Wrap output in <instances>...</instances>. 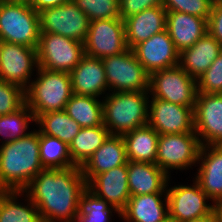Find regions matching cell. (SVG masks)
Returning a JSON list of instances; mask_svg holds the SVG:
<instances>
[{"instance_id":"1","label":"cell","mask_w":222,"mask_h":222,"mask_svg":"<svg viewBox=\"0 0 222 222\" xmlns=\"http://www.w3.org/2000/svg\"><path fill=\"white\" fill-rule=\"evenodd\" d=\"M87 188L80 166L40 171L23 190L38 209L42 222H74Z\"/></svg>"},{"instance_id":"2","label":"cell","mask_w":222,"mask_h":222,"mask_svg":"<svg viewBox=\"0 0 222 222\" xmlns=\"http://www.w3.org/2000/svg\"><path fill=\"white\" fill-rule=\"evenodd\" d=\"M42 170L39 131L0 145V191H23Z\"/></svg>"},{"instance_id":"3","label":"cell","mask_w":222,"mask_h":222,"mask_svg":"<svg viewBox=\"0 0 222 222\" xmlns=\"http://www.w3.org/2000/svg\"><path fill=\"white\" fill-rule=\"evenodd\" d=\"M149 91L107 93L103 102V124L111 135H123L148 125Z\"/></svg>"},{"instance_id":"4","label":"cell","mask_w":222,"mask_h":222,"mask_svg":"<svg viewBox=\"0 0 222 222\" xmlns=\"http://www.w3.org/2000/svg\"><path fill=\"white\" fill-rule=\"evenodd\" d=\"M36 71L38 76L25 90V103L35 119L46 112L63 111L73 94L70 73L40 67Z\"/></svg>"},{"instance_id":"5","label":"cell","mask_w":222,"mask_h":222,"mask_svg":"<svg viewBox=\"0 0 222 222\" xmlns=\"http://www.w3.org/2000/svg\"><path fill=\"white\" fill-rule=\"evenodd\" d=\"M39 38V12L29 3L0 0L1 41L37 49Z\"/></svg>"},{"instance_id":"6","label":"cell","mask_w":222,"mask_h":222,"mask_svg":"<svg viewBox=\"0 0 222 222\" xmlns=\"http://www.w3.org/2000/svg\"><path fill=\"white\" fill-rule=\"evenodd\" d=\"M148 91L152 98L188 106L194 110L198 87L196 79L177 65L150 74Z\"/></svg>"},{"instance_id":"7","label":"cell","mask_w":222,"mask_h":222,"mask_svg":"<svg viewBox=\"0 0 222 222\" xmlns=\"http://www.w3.org/2000/svg\"><path fill=\"white\" fill-rule=\"evenodd\" d=\"M36 50L40 68L69 73L85 55L84 43L47 32H40Z\"/></svg>"},{"instance_id":"8","label":"cell","mask_w":222,"mask_h":222,"mask_svg":"<svg viewBox=\"0 0 222 222\" xmlns=\"http://www.w3.org/2000/svg\"><path fill=\"white\" fill-rule=\"evenodd\" d=\"M109 92L148 91L149 74L132 49L102 59Z\"/></svg>"},{"instance_id":"9","label":"cell","mask_w":222,"mask_h":222,"mask_svg":"<svg viewBox=\"0 0 222 222\" xmlns=\"http://www.w3.org/2000/svg\"><path fill=\"white\" fill-rule=\"evenodd\" d=\"M200 148L196 133L159 135L155 164L170 176L171 169L185 170L197 164Z\"/></svg>"},{"instance_id":"10","label":"cell","mask_w":222,"mask_h":222,"mask_svg":"<svg viewBox=\"0 0 222 222\" xmlns=\"http://www.w3.org/2000/svg\"><path fill=\"white\" fill-rule=\"evenodd\" d=\"M40 32L54 33L84 43L90 20L73 2L39 12Z\"/></svg>"},{"instance_id":"11","label":"cell","mask_w":222,"mask_h":222,"mask_svg":"<svg viewBox=\"0 0 222 222\" xmlns=\"http://www.w3.org/2000/svg\"><path fill=\"white\" fill-rule=\"evenodd\" d=\"M128 49L124 20L120 17L90 21L84 41L85 55L103 59L122 54Z\"/></svg>"},{"instance_id":"12","label":"cell","mask_w":222,"mask_h":222,"mask_svg":"<svg viewBox=\"0 0 222 222\" xmlns=\"http://www.w3.org/2000/svg\"><path fill=\"white\" fill-rule=\"evenodd\" d=\"M38 67L36 48L0 40V80L26 90Z\"/></svg>"},{"instance_id":"13","label":"cell","mask_w":222,"mask_h":222,"mask_svg":"<svg viewBox=\"0 0 222 222\" xmlns=\"http://www.w3.org/2000/svg\"><path fill=\"white\" fill-rule=\"evenodd\" d=\"M168 186L167 182L168 211L172 222L197 219L213 212V205L207 204L209 198L196 180L192 186L179 185L169 189Z\"/></svg>"},{"instance_id":"14","label":"cell","mask_w":222,"mask_h":222,"mask_svg":"<svg viewBox=\"0 0 222 222\" xmlns=\"http://www.w3.org/2000/svg\"><path fill=\"white\" fill-rule=\"evenodd\" d=\"M193 115L201 146L222 145V93L198 92Z\"/></svg>"},{"instance_id":"15","label":"cell","mask_w":222,"mask_h":222,"mask_svg":"<svg viewBox=\"0 0 222 222\" xmlns=\"http://www.w3.org/2000/svg\"><path fill=\"white\" fill-rule=\"evenodd\" d=\"M148 125L159 135L195 133L193 109L158 98L149 101Z\"/></svg>"},{"instance_id":"16","label":"cell","mask_w":222,"mask_h":222,"mask_svg":"<svg viewBox=\"0 0 222 222\" xmlns=\"http://www.w3.org/2000/svg\"><path fill=\"white\" fill-rule=\"evenodd\" d=\"M132 50L149 75L179 65L180 53L167 30L154 34Z\"/></svg>"},{"instance_id":"17","label":"cell","mask_w":222,"mask_h":222,"mask_svg":"<svg viewBox=\"0 0 222 222\" xmlns=\"http://www.w3.org/2000/svg\"><path fill=\"white\" fill-rule=\"evenodd\" d=\"M87 188L121 213L131 196L128 188L127 163L96 175L87 183Z\"/></svg>"},{"instance_id":"18","label":"cell","mask_w":222,"mask_h":222,"mask_svg":"<svg viewBox=\"0 0 222 222\" xmlns=\"http://www.w3.org/2000/svg\"><path fill=\"white\" fill-rule=\"evenodd\" d=\"M201 161V162H200ZM195 180L213 203L222 201V145H203L200 148Z\"/></svg>"},{"instance_id":"19","label":"cell","mask_w":222,"mask_h":222,"mask_svg":"<svg viewBox=\"0 0 222 222\" xmlns=\"http://www.w3.org/2000/svg\"><path fill=\"white\" fill-rule=\"evenodd\" d=\"M70 77L74 94L99 98L105 91H109L101 58L84 55L70 72Z\"/></svg>"},{"instance_id":"20","label":"cell","mask_w":222,"mask_h":222,"mask_svg":"<svg viewBox=\"0 0 222 222\" xmlns=\"http://www.w3.org/2000/svg\"><path fill=\"white\" fill-rule=\"evenodd\" d=\"M128 162L126 145L122 135H110L106 141L81 166L88 183L100 173L125 165Z\"/></svg>"},{"instance_id":"21","label":"cell","mask_w":222,"mask_h":222,"mask_svg":"<svg viewBox=\"0 0 222 222\" xmlns=\"http://www.w3.org/2000/svg\"><path fill=\"white\" fill-rule=\"evenodd\" d=\"M167 11L162 5L147 8L124 19L127 46L133 49L154 34L166 30Z\"/></svg>"},{"instance_id":"22","label":"cell","mask_w":222,"mask_h":222,"mask_svg":"<svg viewBox=\"0 0 222 222\" xmlns=\"http://www.w3.org/2000/svg\"><path fill=\"white\" fill-rule=\"evenodd\" d=\"M166 30L179 53L207 33V20L182 12H167Z\"/></svg>"},{"instance_id":"23","label":"cell","mask_w":222,"mask_h":222,"mask_svg":"<svg viewBox=\"0 0 222 222\" xmlns=\"http://www.w3.org/2000/svg\"><path fill=\"white\" fill-rule=\"evenodd\" d=\"M128 188L131 196L166 193L170 177L156 164L127 162Z\"/></svg>"},{"instance_id":"24","label":"cell","mask_w":222,"mask_h":222,"mask_svg":"<svg viewBox=\"0 0 222 222\" xmlns=\"http://www.w3.org/2000/svg\"><path fill=\"white\" fill-rule=\"evenodd\" d=\"M121 219L127 222H166L169 219L167 193L130 196L126 208L121 212Z\"/></svg>"},{"instance_id":"25","label":"cell","mask_w":222,"mask_h":222,"mask_svg":"<svg viewBox=\"0 0 222 222\" xmlns=\"http://www.w3.org/2000/svg\"><path fill=\"white\" fill-rule=\"evenodd\" d=\"M222 52L219 42L208 32L179 55V66L196 80Z\"/></svg>"},{"instance_id":"26","label":"cell","mask_w":222,"mask_h":222,"mask_svg":"<svg viewBox=\"0 0 222 222\" xmlns=\"http://www.w3.org/2000/svg\"><path fill=\"white\" fill-rule=\"evenodd\" d=\"M128 161L156 163L159 133L146 125L122 135Z\"/></svg>"},{"instance_id":"27","label":"cell","mask_w":222,"mask_h":222,"mask_svg":"<svg viewBox=\"0 0 222 222\" xmlns=\"http://www.w3.org/2000/svg\"><path fill=\"white\" fill-rule=\"evenodd\" d=\"M110 135L104 124L96 127L81 128L80 132L69 144L72 161L81 167Z\"/></svg>"},{"instance_id":"28","label":"cell","mask_w":222,"mask_h":222,"mask_svg":"<svg viewBox=\"0 0 222 222\" xmlns=\"http://www.w3.org/2000/svg\"><path fill=\"white\" fill-rule=\"evenodd\" d=\"M35 123L39 125L38 131L55 137L69 145L73 138L80 132L81 126L72 119L64 110L50 111L40 114Z\"/></svg>"},{"instance_id":"29","label":"cell","mask_w":222,"mask_h":222,"mask_svg":"<svg viewBox=\"0 0 222 222\" xmlns=\"http://www.w3.org/2000/svg\"><path fill=\"white\" fill-rule=\"evenodd\" d=\"M64 111L82 128L103 125V102L98 98L73 93Z\"/></svg>"},{"instance_id":"30","label":"cell","mask_w":222,"mask_h":222,"mask_svg":"<svg viewBox=\"0 0 222 222\" xmlns=\"http://www.w3.org/2000/svg\"><path fill=\"white\" fill-rule=\"evenodd\" d=\"M19 195H24V192L0 191V222H42L32 200L26 195L25 201L29 203L25 206L19 203Z\"/></svg>"},{"instance_id":"31","label":"cell","mask_w":222,"mask_h":222,"mask_svg":"<svg viewBox=\"0 0 222 222\" xmlns=\"http://www.w3.org/2000/svg\"><path fill=\"white\" fill-rule=\"evenodd\" d=\"M39 154L44 169H64L77 166L70 156L69 145L58 138L40 132Z\"/></svg>"},{"instance_id":"32","label":"cell","mask_w":222,"mask_h":222,"mask_svg":"<svg viewBox=\"0 0 222 222\" xmlns=\"http://www.w3.org/2000/svg\"><path fill=\"white\" fill-rule=\"evenodd\" d=\"M113 210L121 217L115 207L86 188L79 198L74 222H110Z\"/></svg>"},{"instance_id":"33","label":"cell","mask_w":222,"mask_h":222,"mask_svg":"<svg viewBox=\"0 0 222 222\" xmlns=\"http://www.w3.org/2000/svg\"><path fill=\"white\" fill-rule=\"evenodd\" d=\"M35 122V117L25 103L13 113L0 116V135L5 139L2 143L15 141L29 134V122Z\"/></svg>"},{"instance_id":"34","label":"cell","mask_w":222,"mask_h":222,"mask_svg":"<svg viewBox=\"0 0 222 222\" xmlns=\"http://www.w3.org/2000/svg\"><path fill=\"white\" fill-rule=\"evenodd\" d=\"M90 21L119 18V0H73Z\"/></svg>"},{"instance_id":"35","label":"cell","mask_w":222,"mask_h":222,"mask_svg":"<svg viewBox=\"0 0 222 222\" xmlns=\"http://www.w3.org/2000/svg\"><path fill=\"white\" fill-rule=\"evenodd\" d=\"M212 5L211 0H163L162 7L167 12L187 13L208 21Z\"/></svg>"},{"instance_id":"36","label":"cell","mask_w":222,"mask_h":222,"mask_svg":"<svg viewBox=\"0 0 222 222\" xmlns=\"http://www.w3.org/2000/svg\"><path fill=\"white\" fill-rule=\"evenodd\" d=\"M196 81L198 92L206 94L222 93V52Z\"/></svg>"},{"instance_id":"37","label":"cell","mask_w":222,"mask_h":222,"mask_svg":"<svg viewBox=\"0 0 222 222\" xmlns=\"http://www.w3.org/2000/svg\"><path fill=\"white\" fill-rule=\"evenodd\" d=\"M25 104V90L0 80V116L13 113Z\"/></svg>"},{"instance_id":"38","label":"cell","mask_w":222,"mask_h":222,"mask_svg":"<svg viewBox=\"0 0 222 222\" xmlns=\"http://www.w3.org/2000/svg\"><path fill=\"white\" fill-rule=\"evenodd\" d=\"M163 0H119V16L122 20L141 11L159 6Z\"/></svg>"},{"instance_id":"39","label":"cell","mask_w":222,"mask_h":222,"mask_svg":"<svg viewBox=\"0 0 222 222\" xmlns=\"http://www.w3.org/2000/svg\"><path fill=\"white\" fill-rule=\"evenodd\" d=\"M207 32L216 39L222 47V3L212 5L207 21Z\"/></svg>"},{"instance_id":"40","label":"cell","mask_w":222,"mask_h":222,"mask_svg":"<svg viewBox=\"0 0 222 222\" xmlns=\"http://www.w3.org/2000/svg\"><path fill=\"white\" fill-rule=\"evenodd\" d=\"M70 1L73 0H31L29 5L33 7L37 12H40L43 9L59 6Z\"/></svg>"},{"instance_id":"41","label":"cell","mask_w":222,"mask_h":222,"mask_svg":"<svg viewBox=\"0 0 222 222\" xmlns=\"http://www.w3.org/2000/svg\"><path fill=\"white\" fill-rule=\"evenodd\" d=\"M213 214L219 222H222V201L213 204Z\"/></svg>"},{"instance_id":"42","label":"cell","mask_w":222,"mask_h":222,"mask_svg":"<svg viewBox=\"0 0 222 222\" xmlns=\"http://www.w3.org/2000/svg\"><path fill=\"white\" fill-rule=\"evenodd\" d=\"M214 218V214L213 212L210 215L201 217V218H197V219H192V220H187V221H183V222H211V220Z\"/></svg>"},{"instance_id":"43","label":"cell","mask_w":222,"mask_h":222,"mask_svg":"<svg viewBox=\"0 0 222 222\" xmlns=\"http://www.w3.org/2000/svg\"><path fill=\"white\" fill-rule=\"evenodd\" d=\"M6 1H10V2H25V3H30L31 0H6Z\"/></svg>"},{"instance_id":"44","label":"cell","mask_w":222,"mask_h":222,"mask_svg":"<svg viewBox=\"0 0 222 222\" xmlns=\"http://www.w3.org/2000/svg\"><path fill=\"white\" fill-rule=\"evenodd\" d=\"M212 4L222 3V0H211Z\"/></svg>"},{"instance_id":"45","label":"cell","mask_w":222,"mask_h":222,"mask_svg":"<svg viewBox=\"0 0 222 222\" xmlns=\"http://www.w3.org/2000/svg\"><path fill=\"white\" fill-rule=\"evenodd\" d=\"M211 222H219L216 218H213Z\"/></svg>"}]
</instances>
